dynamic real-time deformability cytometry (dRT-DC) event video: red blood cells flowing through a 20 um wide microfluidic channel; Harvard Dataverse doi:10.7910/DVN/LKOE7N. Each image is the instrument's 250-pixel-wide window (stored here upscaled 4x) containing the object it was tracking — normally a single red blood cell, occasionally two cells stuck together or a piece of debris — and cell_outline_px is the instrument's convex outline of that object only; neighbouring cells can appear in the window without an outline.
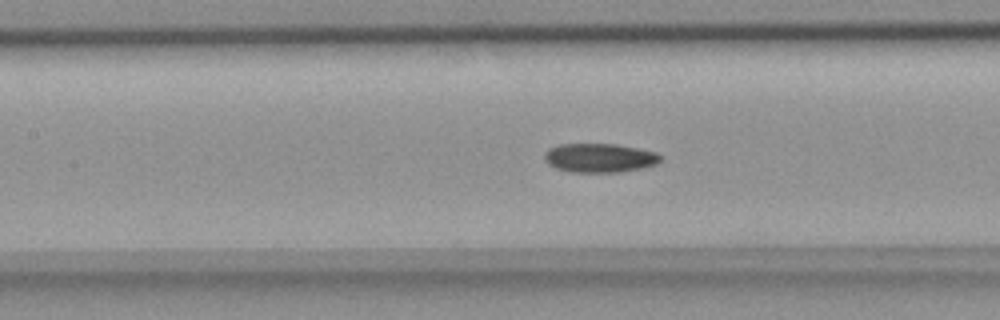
{"species": "common noctule bat (a hibernating species)", "species_latin": "Nyctalus noctula", "temperature_condition": "room temperature", "stored_images_in_passage": 43, "camera_frame_rate_fps": 3000, "um_per_image_px": 0.085, "animal": {"sex": "female", "body_mass_g": 18.4}, "frame": {"image": 1, "passage_image": 13, "time_ms": 4.0, "image_size_px": [1000, 320], "cell_outline_px": [[660, 160], [656, 164], [640, 168], [620, 172], [568, 172], [556, 168], [548, 164], [544, 160], [544, 152], [548, 148], [560, 144], [616, 144], [656, 152], [660, 156]], "centroid_in_image_um": [50.9, 13.42], "position_along_channel_um": 156.5, "area_um2": 19.59}}
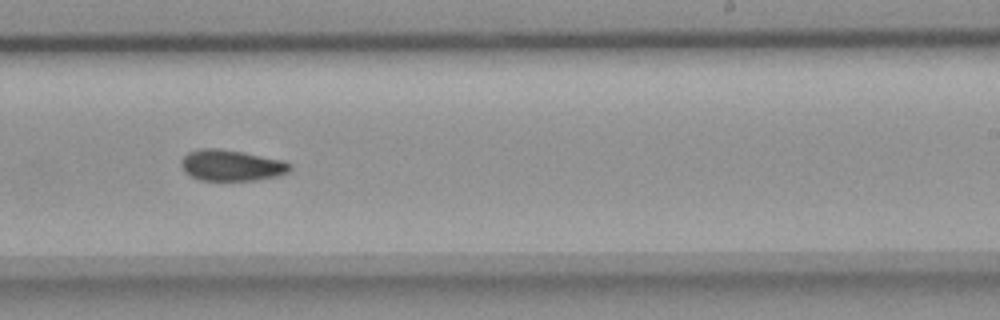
{"frame": {"image": 2, "passage_image": 22, "time_ms": 7.0, "image_size_px": [1000, 320], "cell_outline_px": [[292, 168], [288, 172], [276, 176], [256, 180], [200, 180], [184, 172], [180, 164], [180, 160], [188, 152], [200, 148], [220, 148], [284, 160], [292, 164]], "centroid_in_image_um": [19.66, 14.05], "position_along_channel_um": 269.3, "area_um2": 19.77}}
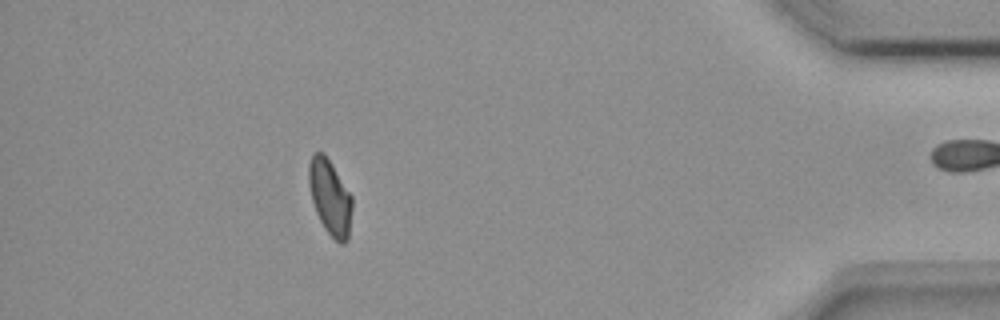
{"frame": {"image": 3, "passage_image": 37, "time_ms": 12.0, "image_size_px": [1000, 320], "cell_outline_px": [[352, 208], [348, 240], [344, 244], [340, 244], [324, 228], [316, 212], [312, 200], [308, 184], [308, 164], [312, 152], [324, 152], [332, 164], [352, 196]], "centroid_in_image_um": [28.04, 16.74], "position_along_channel_um": 407.2, "area_um2": 19.13}, "authors_computed_cell_mechanics": {"area_um2": 19.652, "velocity_mm_per_s": 3.7882, "shape_relaxation_time_tau1_ms": null, "shape_relaxation_time_tau2_ms": 5.9724, "deformation_change_tau1": null, "deformation_change_tau2": 0.0929}}